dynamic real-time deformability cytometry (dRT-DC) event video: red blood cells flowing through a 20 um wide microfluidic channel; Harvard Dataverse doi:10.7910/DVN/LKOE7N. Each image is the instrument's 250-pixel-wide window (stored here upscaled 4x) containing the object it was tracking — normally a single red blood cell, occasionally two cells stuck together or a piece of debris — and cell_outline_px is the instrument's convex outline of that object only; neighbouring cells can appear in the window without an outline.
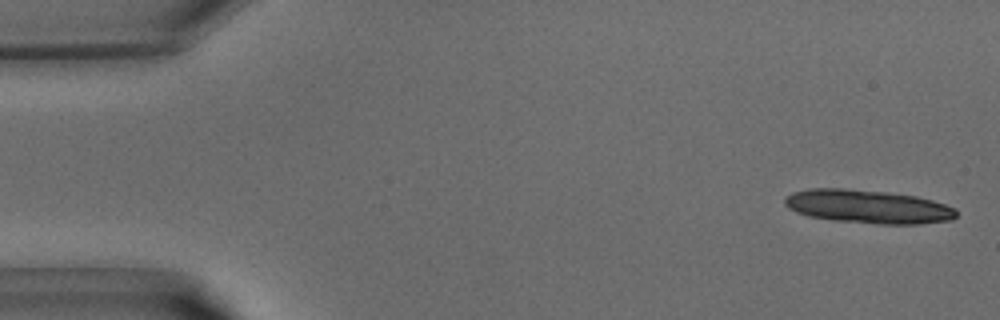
{"species": "common noctule bat (a hibernating species)", "species_latin": "Nyctalus noctula", "temperature_condition": "warm", "stored_images_in_passage": 14, "camera_frame_rate_fps": 3000, "um_per_image_px": 0.085, "animal": {"sex": "male", "body_mass_g": 15.6}, "frame": {"image": 1, "passage_image": 1, "time_ms": 0.0, "image_size_px": [1000, 320], "cell_outline_px": [[956, 216], [952, 220], [920, 224], [876, 224], [836, 220], [808, 216], [796, 212], [788, 208], [784, 204], [784, 196], [792, 192], [808, 188], [848, 188], [888, 192], [916, 196], [932, 200], [956, 208]], "centroid_in_image_um": [73.75, 17.55], "position_along_channel_um": 11.2, "area_um2": 33.81}}
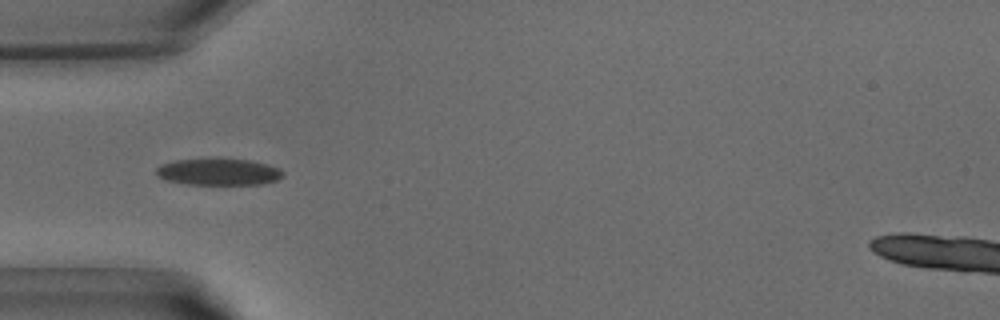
{"frame": {"image": 2, "passage_image": 12, "time_ms": 3.667, "image_size_px": [1000, 320], "cell_outline_px": [[284, 176], [276, 180], [260, 184], [188, 184], [164, 180], [156, 176], [156, 168], [160, 164], [176, 160], [216, 156], [220, 156], [252, 160], [268, 164], [280, 168], [284, 172]], "centroid_in_image_um": [18.56, 14.56], "position_along_channel_um": 66.4, "area_um2": 20.63}}